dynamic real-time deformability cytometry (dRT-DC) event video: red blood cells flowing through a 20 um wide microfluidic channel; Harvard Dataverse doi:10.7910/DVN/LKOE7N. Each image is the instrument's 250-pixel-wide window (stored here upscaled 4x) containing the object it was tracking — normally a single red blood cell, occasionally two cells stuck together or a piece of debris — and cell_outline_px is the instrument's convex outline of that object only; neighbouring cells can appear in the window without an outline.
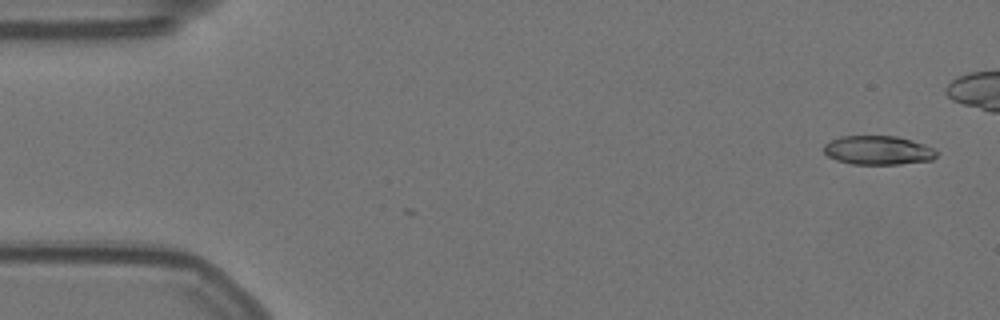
{"species": "Egyptian fruit bat (a non-hibernating species)", "species_latin": "Rousettus aegyptiacus", "temperature_condition": "warm", "stored_images_in_passage": 4, "camera_frame_rate_fps": 3000, "um_per_image_px": 0.085, "animal": {"sex": "female"}, "frame": {"image": 1, "passage_image": 4, "time_ms": 1.0, "image_size_px": [1000, 320], "cell_outline_px": [[936, 156], [932, 160], [900, 164], [852, 164], [836, 160], [828, 156], [824, 152], [824, 144], [840, 136], [896, 136], [912, 140], [936, 148]], "centroid_in_image_um": [74.65, 12.77], "position_along_channel_um": 10.4, "area_um2": 19.07}}